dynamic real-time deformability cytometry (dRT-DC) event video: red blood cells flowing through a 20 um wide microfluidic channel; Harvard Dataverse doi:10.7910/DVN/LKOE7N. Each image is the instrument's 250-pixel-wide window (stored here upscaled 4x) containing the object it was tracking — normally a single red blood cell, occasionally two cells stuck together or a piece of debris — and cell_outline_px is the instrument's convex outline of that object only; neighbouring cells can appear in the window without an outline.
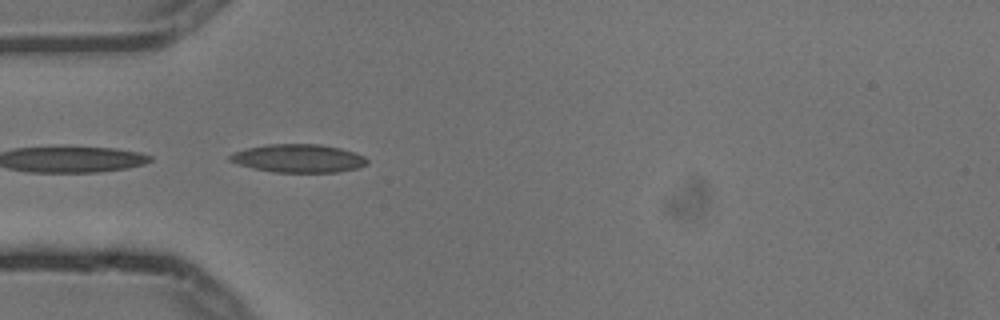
{"species": "common noctule bat (a hibernating species)", "species_latin": "Nyctalus noctula", "temperature_condition": "cold", "stored_images_in_passage": 5, "camera_frame_rate_fps": 3000, "um_per_image_px": 0.085, "animal": {"sex": "male", "body_mass_g": 13.3}, "frame": {"image": 1, "passage_image": 4, "time_ms": 1.0, "image_size_px": [1000, 320], "cell_outline_px": [[368, 164], [360, 168], [336, 172], [276, 172], [252, 168], [228, 160], [228, 156], [232, 152], [244, 148], [268, 144], [320, 144], [340, 148], [364, 156], [368, 160]], "centroid_in_image_um": [25.35, 13.45], "position_along_channel_um": 59.6, "area_um2": 22.66}}